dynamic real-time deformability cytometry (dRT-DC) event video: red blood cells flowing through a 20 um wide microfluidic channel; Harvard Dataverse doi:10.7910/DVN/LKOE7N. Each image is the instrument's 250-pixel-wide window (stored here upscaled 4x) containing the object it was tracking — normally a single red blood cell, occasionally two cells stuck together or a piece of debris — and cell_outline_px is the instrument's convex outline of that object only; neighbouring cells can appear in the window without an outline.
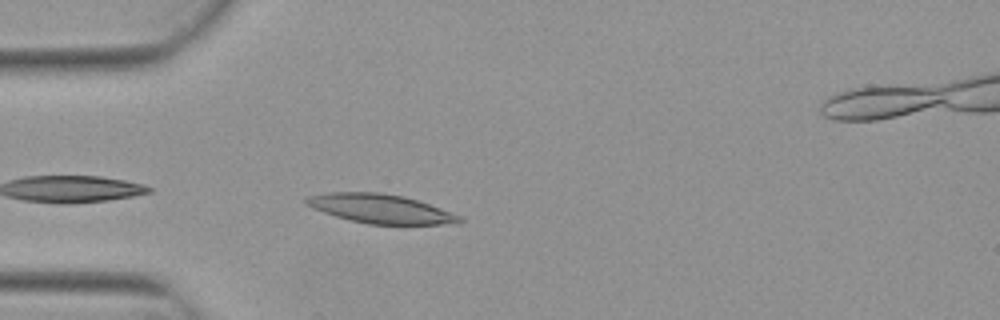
{"species": "Egyptian fruit bat (a non-hibernating species)", "species_latin": "Rousettus aegyptiacus", "temperature_condition": "warm", "stored_images_in_passage": 3, "camera_frame_rate_fps": 3000, "um_per_image_px": 0.085, "animal": {"sex": "female"}, "frame": {"image": 1, "passage_image": 3, "time_ms": 0.667, "image_size_px": [1000, 320], "cell_outline_px": [[464, 220], [460, 224], [368, 224], [336, 216], [312, 208], [304, 204], [304, 200], [308, 196], [332, 192], [380, 192], [404, 196], [440, 208], [460, 216]], "centroid_in_image_um": [32.34, 17.74], "position_along_channel_um": 52.7, "area_um2": 25.78}}